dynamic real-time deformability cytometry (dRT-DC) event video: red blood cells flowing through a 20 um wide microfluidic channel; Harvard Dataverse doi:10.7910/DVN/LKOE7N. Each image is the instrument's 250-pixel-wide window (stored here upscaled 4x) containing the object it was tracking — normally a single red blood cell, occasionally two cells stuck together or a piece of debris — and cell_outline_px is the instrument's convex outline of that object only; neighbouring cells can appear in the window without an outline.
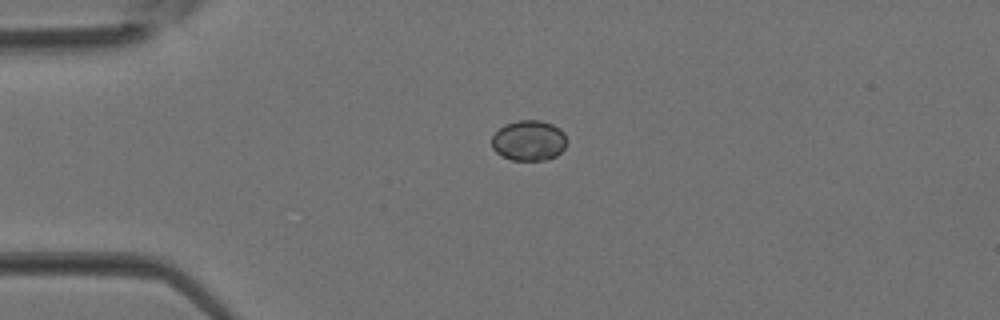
{"species": "Egyptian fruit bat (a non-hibernating species)", "species_latin": "Rousettus aegyptiacus", "temperature_condition": "room temperature", "stored_images_in_passage": 13, "camera_frame_rate_fps": 3000, "um_per_image_px": 0.085, "animal": {"sex": "female"}, "frame": {"image": 1, "passage_image": 1, "time_ms": 0.0, "image_size_px": [1000, 320], "cell_outline_px": [[568, 140], [564, 148], [556, 156], [548, 160], [512, 160], [500, 156], [492, 148], [492, 136], [504, 124], [520, 120], [540, 120], [552, 124], [560, 128], [564, 132]], "centroid_in_image_um": [44.97, 11.95], "position_along_channel_um": 40.0, "area_um2": 17.92}}
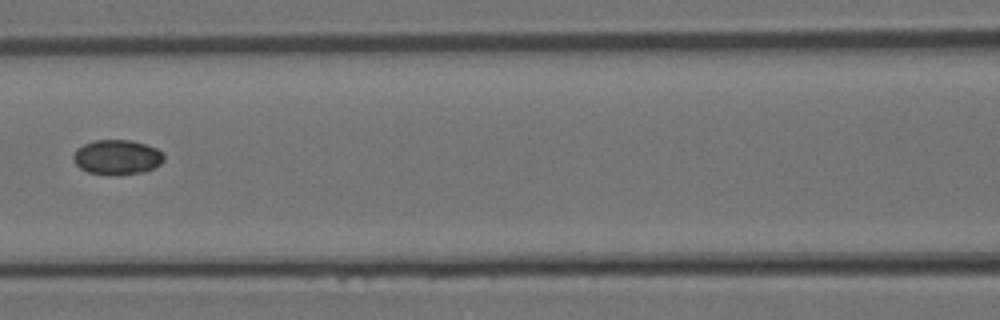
{"frame": {"image": 2, "passage_image": 9, "time_ms": 2.667, "image_size_px": [1000, 320], "cell_outline_px": [[164, 160], [160, 164], [144, 172], [88, 172], [80, 168], [72, 160], [72, 156], [76, 148], [84, 144], [96, 140], [132, 140], [156, 148], [164, 156]], "centroid_in_image_um": [9.92, 13.31], "position_along_channel_um": 156.7, "area_um2": 17.69}}
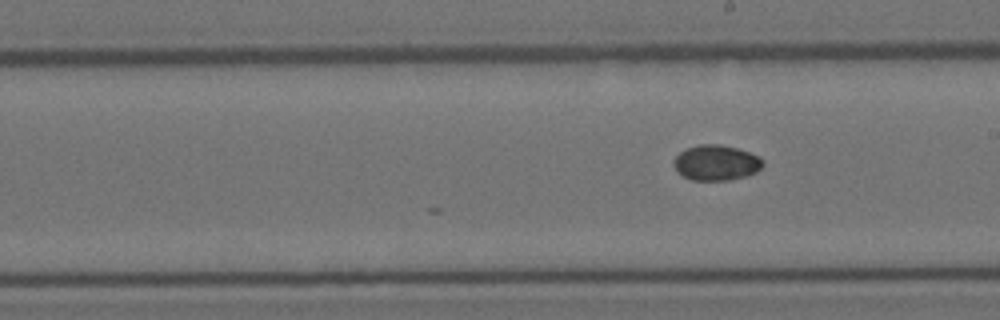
{"frame": {"image": 3, "passage_image": 13, "time_ms": 4.0, "image_size_px": [1000, 320], "cell_outline_px": [[764, 164], [756, 172], [744, 176], [728, 180], [692, 180], [676, 172], [672, 164], [672, 160], [680, 152], [688, 148], [700, 144], [720, 144], [736, 148], [760, 156], [764, 160]], "centroid_in_image_um": [60.85, 13.83], "position_along_channel_um": 228.1, "area_um2": 18.44}}